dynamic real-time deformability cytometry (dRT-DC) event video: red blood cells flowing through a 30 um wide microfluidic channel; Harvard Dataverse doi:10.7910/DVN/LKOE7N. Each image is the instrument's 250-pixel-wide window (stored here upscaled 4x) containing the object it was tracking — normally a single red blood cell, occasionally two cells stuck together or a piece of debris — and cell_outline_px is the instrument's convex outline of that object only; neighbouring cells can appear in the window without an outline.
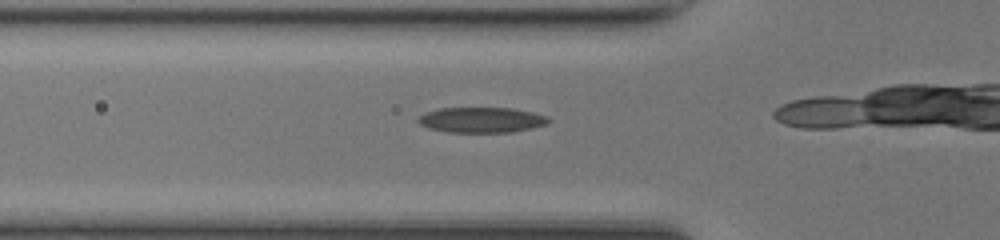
{"species": "common noctule bat (a hibernating species)", "species_latin": "Nyctalus noctula", "temperature_condition": "room temperature", "stored_images_in_passage": 12, "camera_frame_rate_fps": 3000, "um_per_image_px": 0.085, "animal": {"sex": "female", "body_mass_g": 17.0, "forearm_length_mm": 48.0}, "frame": {"image": 1, "passage_image": 10, "time_ms": 3.0, "image_size_px": [1000, 240], "cell_outline_px": [[552, 120], [544, 124], [532, 128], [512, 132], [448, 132], [428, 128], [420, 124], [416, 120], [420, 116], [428, 112], [440, 108], [512, 108], [532, 112], [548, 116]], "centroid_in_image_um": [40.94, 10.19], "position_along_channel_um": 84.9, "area_um2": 19.19}}